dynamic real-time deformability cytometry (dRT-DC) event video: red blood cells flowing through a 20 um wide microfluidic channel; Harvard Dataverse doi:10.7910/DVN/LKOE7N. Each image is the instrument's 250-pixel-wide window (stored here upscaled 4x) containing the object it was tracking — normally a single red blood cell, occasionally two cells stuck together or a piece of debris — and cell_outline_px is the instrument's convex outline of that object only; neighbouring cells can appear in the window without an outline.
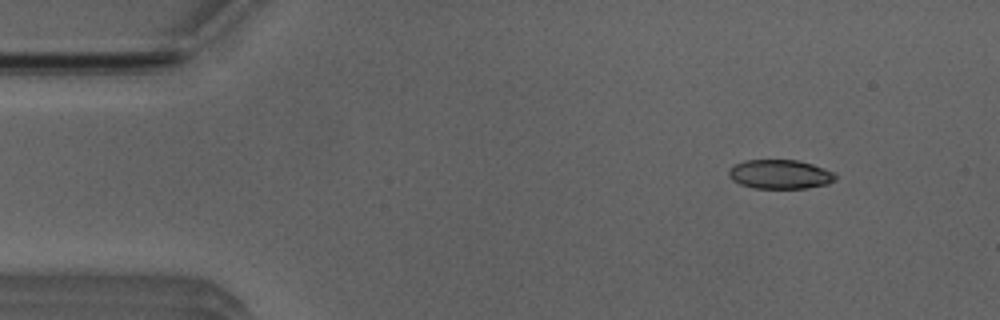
{"species": "Egyptian fruit bat (a non-hibernating species)", "species_latin": "Rousettus aegyptiacus", "temperature_condition": "room temperature", "stored_images_in_passage": 50, "camera_frame_rate_fps": 3000, "um_per_image_px": 0.085, "animal": {"sex": "male"}, "frame": {"image": 1, "passage_image": 5, "time_ms": 1.333, "image_size_px": [1000, 320], "cell_outline_px": [[836, 176], [828, 184], [804, 188], [756, 188], [740, 184], [732, 180], [728, 176], [728, 172], [736, 164], [744, 160], [796, 160], [812, 164], [836, 172]], "centroid_in_image_um": [66.3, 14.81], "position_along_channel_um": 18.7, "area_um2": 17.98}}
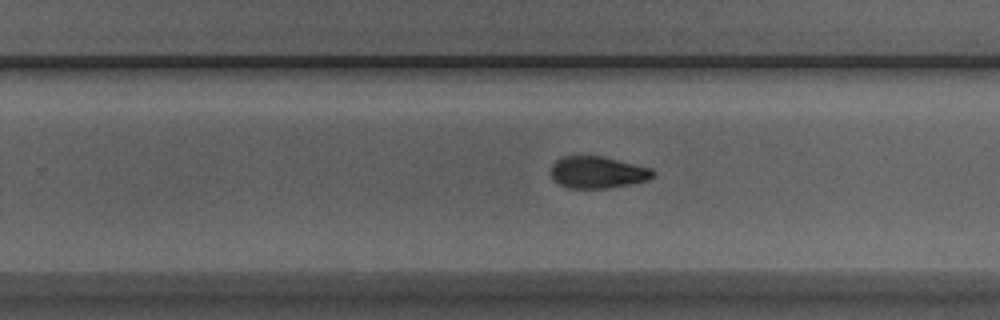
{"frame": {"image": 2, "passage_image": 31, "time_ms": 10.0, "image_size_px": [1000, 320], "cell_outline_px": [[656, 176], [648, 180], [608, 188], [564, 188], [552, 176], [552, 164], [556, 160], [564, 156], [600, 156], [652, 168], [656, 172]], "centroid_in_image_um": [50.83, 14.65], "position_along_channel_um": 279.0, "area_um2": 18.84}}
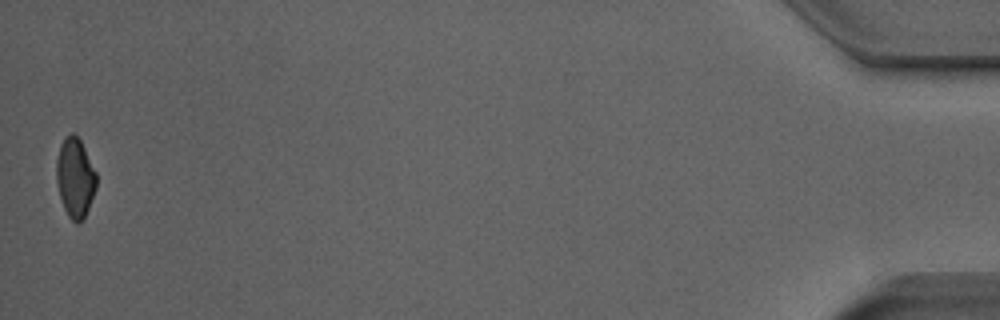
{"frame": {"image": 3, "passage_image": 50, "time_ms": 16.333, "image_size_px": [1000, 320], "cell_outline_px": [[96, 188], [84, 220], [80, 224], [76, 224], [68, 216], [64, 208], [60, 196], [56, 180], [56, 160], [60, 144], [64, 136], [72, 132], [80, 140], [96, 172]], "centroid_in_image_um": [6.38, 15.12], "position_along_channel_um": 428.8, "area_um2": 18.61}, "authors_computed_cell_mechanics": {"area_um2": 19.1318, "velocity_mm_per_s": 3.9736, "shape_relaxation_time_tau1_ms": 6.0291, "shape_relaxation_time_tau2_ms": 3.2778, "deformation_change_tau1": 0.1542, "deformation_change_tau2": 0.0938}}